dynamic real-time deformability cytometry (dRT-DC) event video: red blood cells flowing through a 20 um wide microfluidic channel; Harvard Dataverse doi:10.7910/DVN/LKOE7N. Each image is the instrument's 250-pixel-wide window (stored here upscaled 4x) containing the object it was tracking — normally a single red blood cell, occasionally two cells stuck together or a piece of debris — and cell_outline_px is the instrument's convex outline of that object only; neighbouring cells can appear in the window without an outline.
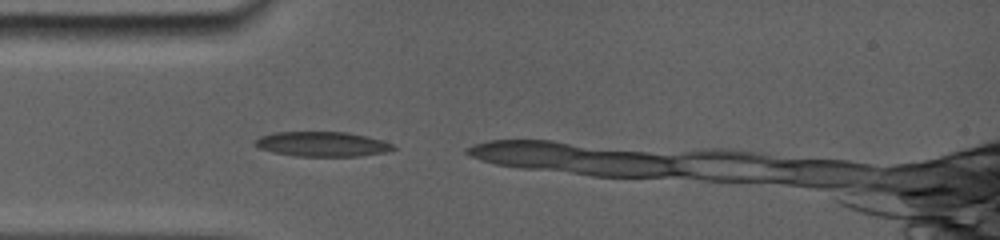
{"species": "common noctule bat (a hibernating species)", "species_latin": "Nyctalus noctula", "temperature_condition": "room temperature", "stored_images_in_passage": 4, "camera_frame_rate_fps": 5000, "um_per_image_px": 0.085, "animal": {"sex": "female", "body_mass_g": 19.0, "forearm_length_mm": 56.7}, "frame": {"image": 1, "passage_image": 2, "time_ms": 0.4, "image_size_px": [1000, 240], "cell_outline_px": [[396, 148], [384, 152], [360, 156], [300, 156], [276, 152], [260, 148], [256, 144], [256, 140], [260, 136], [280, 132], [344, 132], [364, 136], [380, 140], [392, 144]], "centroid_in_image_um": [27.41, 12.25], "position_along_channel_um": 57.6, "area_um2": 19.36}}